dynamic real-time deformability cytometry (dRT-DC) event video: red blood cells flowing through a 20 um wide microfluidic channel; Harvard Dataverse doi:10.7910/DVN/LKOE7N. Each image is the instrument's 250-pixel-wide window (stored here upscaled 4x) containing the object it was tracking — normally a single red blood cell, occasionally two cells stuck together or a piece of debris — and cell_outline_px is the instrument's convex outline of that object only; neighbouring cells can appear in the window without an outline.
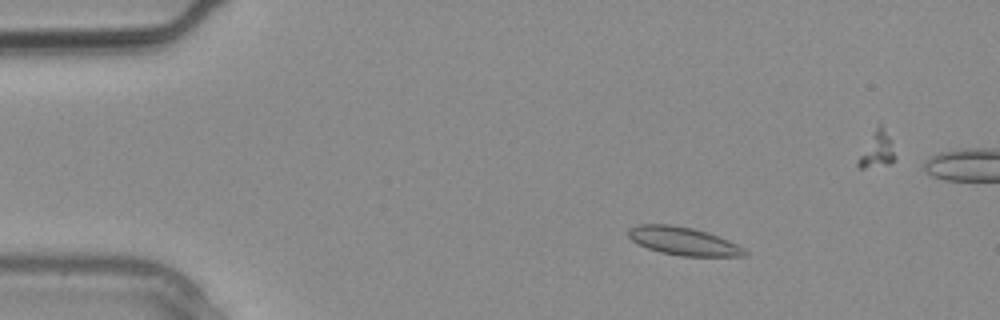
{"species": "common noctule bat (a hibernating species)", "species_latin": "Nyctalus noctula", "temperature_condition": "warm", "stored_images_in_passage": 4, "camera_frame_rate_fps": 3000, "um_per_image_px": 0.085, "animal": {"sex": "male", "body_mass_g": 20.4}, "frame": {"image": 1, "passage_image": 2, "time_ms": 0.333, "image_size_px": [1000, 320], "cell_outline_px": [[748, 256], [680, 256], [660, 252], [648, 248], [632, 240], [628, 236], [628, 228], [640, 224], [672, 224], [692, 228], [708, 232], [728, 240], [744, 248], [748, 252]], "centroid_in_image_um": [58.1, 20.49], "position_along_channel_um": 26.9, "area_um2": 19.07}}